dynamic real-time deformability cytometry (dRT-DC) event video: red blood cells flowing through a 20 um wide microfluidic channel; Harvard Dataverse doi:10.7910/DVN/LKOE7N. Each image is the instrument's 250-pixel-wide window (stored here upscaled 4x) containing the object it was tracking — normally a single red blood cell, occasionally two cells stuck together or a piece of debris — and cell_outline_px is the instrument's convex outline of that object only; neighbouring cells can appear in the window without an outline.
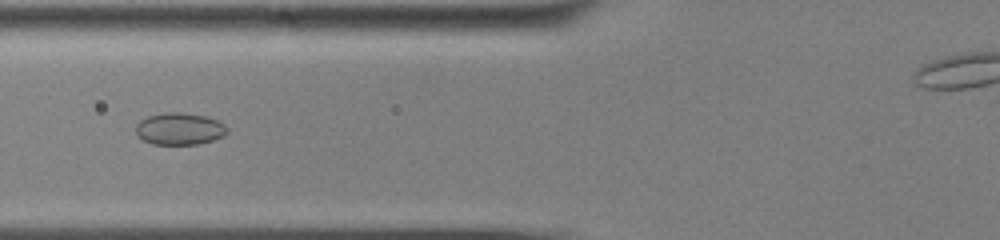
{"species": "common noctule bat (a hibernating species)", "species_latin": "Nyctalus noctula", "temperature_condition": "cold", "stored_images_in_passage": 55, "camera_frame_rate_fps": 3000, "um_per_image_px": 0.085, "animal": {"sex": "male", "body_mass_g": 13.0, "forearm_length_mm": 53.1}, "frame": {"image": 1, "passage_image": 25, "time_ms": 8.0, "image_size_px": [1000, 240], "cell_outline_px": [[228, 132], [224, 136], [212, 140], [196, 144], [152, 144], [144, 140], [136, 132], [136, 124], [140, 120], [148, 116], [164, 112], [180, 112], [208, 116], [224, 124], [228, 128]], "centroid_in_image_um": [15.28, 10.93], "position_along_channel_um": 110.5, "area_um2": 17.05}}
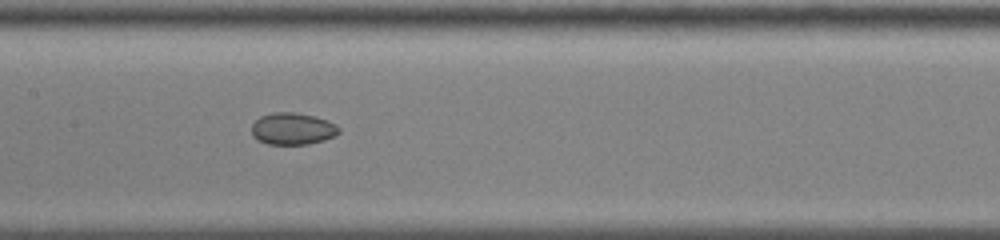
{"frame": {"image": 2, "passage_image": 31, "time_ms": 10.0, "image_size_px": [1000, 240], "cell_outline_px": [[340, 132], [336, 136], [324, 140], [308, 144], [268, 144], [256, 140], [252, 136], [252, 124], [260, 116], [272, 112], [296, 112], [328, 120], [336, 124], [340, 128]], "centroid_in_image_um": [24.87, 10.94], "position_along_channel_um": 182.5, "area_um2": 16.42}}
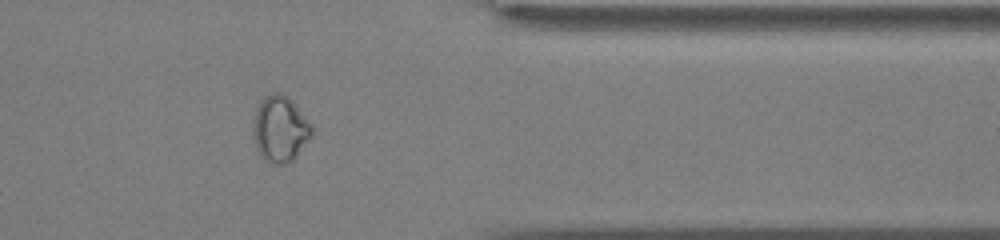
{"frame": {"image": 3, "passage_image": 49, "time_ms": 16.0, "image_size_px": [1000, 240], "cell_outline_px": [[312, 136], [296, 156], [292, 160], [284, 164], [276, 164], [268, 160], [256, 148], [252, 132], [252, 128], [256, 108], [264, 96], [272, 92], [280, 92], [288, 96], [292, 100], [312, 124]], "centroid_in_image_um": [23.81, 10.91], "position_along_channel_um": 387.6, "area_um2": 22.54}}